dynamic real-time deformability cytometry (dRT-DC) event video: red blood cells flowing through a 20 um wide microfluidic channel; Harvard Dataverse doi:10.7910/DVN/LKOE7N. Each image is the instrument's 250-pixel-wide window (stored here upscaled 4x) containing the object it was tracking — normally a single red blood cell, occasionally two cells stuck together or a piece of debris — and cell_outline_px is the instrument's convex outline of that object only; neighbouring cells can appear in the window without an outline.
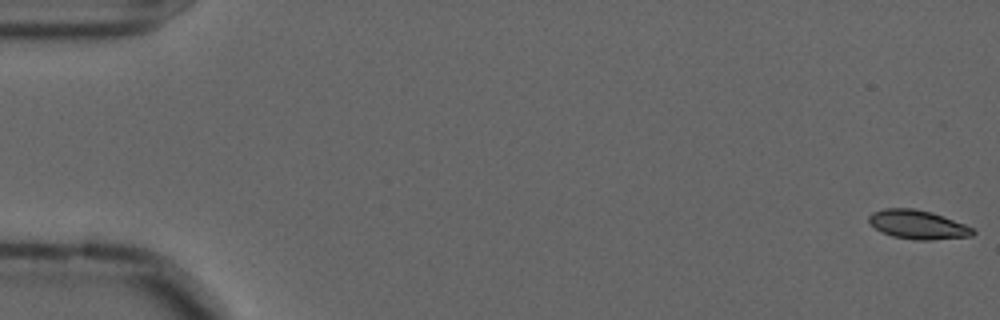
{"species": "common noctule bat (a hibernating species)", "species_latin": "Nyctalus noctula", "temperature_condition": "cold", "stored_images_in_passage": 18, "camera_frame_rate_fps": 3000, "um_per_image_px": 0.085, "animal": {"sex": "male", "forearm_length_mm": 52.5}, "frame": {"image": 1, "passage_image": 1, "time_ms": 0.0, "image_size_px": [1000, 320], "cell_outline_px": [[976, 232], [972, 236], [932, 240], [916, 240], [892, 236], [876, 228], [868, 220], [868, 216], [872, 212], [884, 208], [912, 208], [932, 212], [964, 224], [972, 228]], "centroid_in_image_um": [78.02, 19.09], "position_along_channel_um": 7.0, "area_um2": 17.4}}
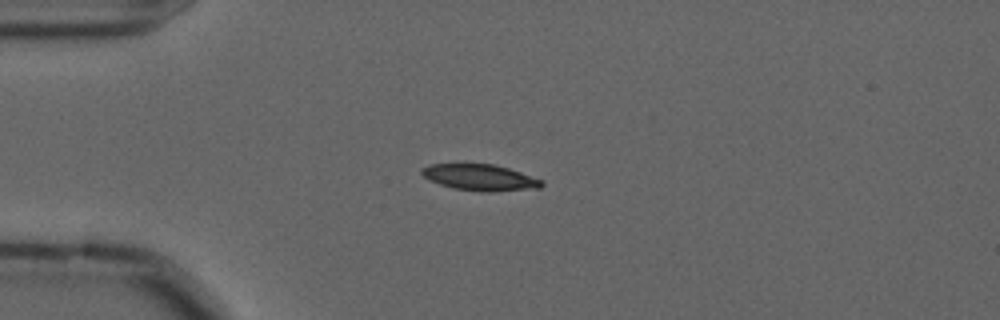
{"frame": {"image": 2, "passage_image": 15, "time_ms": 4.667, "image_size_px": [1000, 320], "cell_outline_px": [[544, 184], [540, 188], [492, 192], [480, 192], [452, 188], [428, 180], [420, 172], [420, 168], [428, 164], [492, 164], [508, 168], [544, 180]], "centroid_in_image_um": [40.8, 15.09], "position_along_channel_um": 44.2, "area_um2": 18.55}}